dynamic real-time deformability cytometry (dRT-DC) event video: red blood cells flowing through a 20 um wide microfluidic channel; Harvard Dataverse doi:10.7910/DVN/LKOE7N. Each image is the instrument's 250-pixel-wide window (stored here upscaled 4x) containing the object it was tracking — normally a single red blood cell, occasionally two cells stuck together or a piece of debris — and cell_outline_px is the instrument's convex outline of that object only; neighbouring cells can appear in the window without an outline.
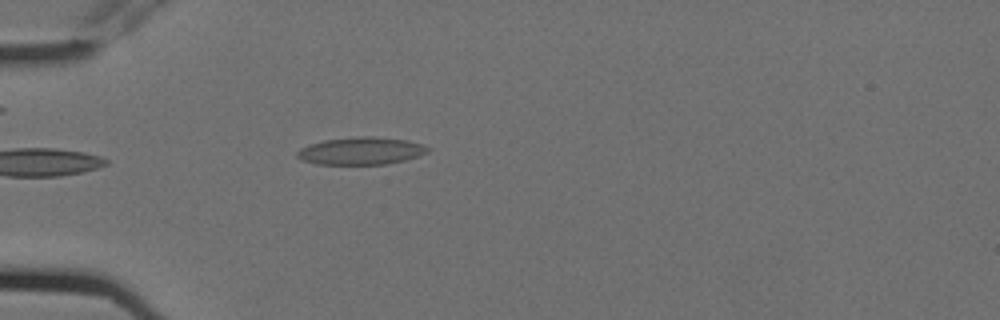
{"species": "Egyptian fruit bat (a non-hibernating species)", "species_latin": "Rousettus aegyptiacus", "temperature_condition": "cold", "stored_images_in_passage": 2, "camera_frame_rate_fps": 3000, "um_per_image_px": 0.085, "animal": {"sex": "female"}, "frame": {"image": 1, "passage_image": 1, "time_ms": 0.0, "image_size_px": [1000, 320], "cell_outline_px": [[428, 152], [420, 156], [404, 160], [384, 164], [316, 164], [300, 160], [296, 156], [296, 152], [300, 148], [308, 144], [324, 140], [360, 136], [372, 136], [408, 140], [420, 144], [428, 148]], "centroid_in_image_um": [30.64, 12.82], "position_along_channel_um": 54.4, "area_um2": 20.92}}